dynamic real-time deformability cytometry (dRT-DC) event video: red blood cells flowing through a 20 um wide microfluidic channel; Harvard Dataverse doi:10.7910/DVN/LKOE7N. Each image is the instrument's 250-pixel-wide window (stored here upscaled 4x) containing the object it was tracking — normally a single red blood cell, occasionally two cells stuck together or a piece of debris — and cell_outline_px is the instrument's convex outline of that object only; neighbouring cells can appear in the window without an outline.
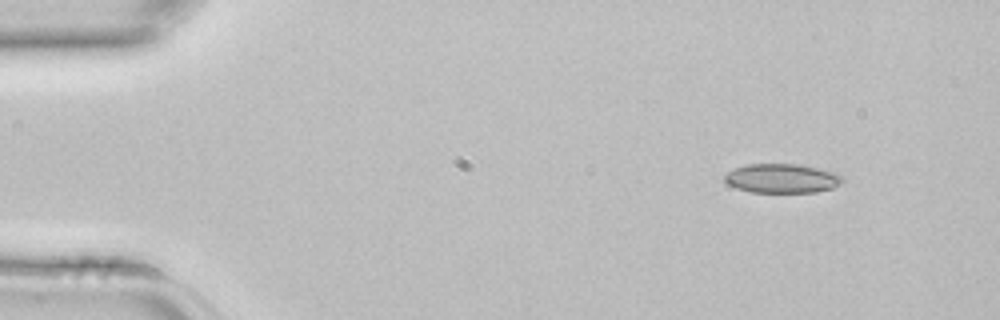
{"species": "common noctule bat (a hibernating species)", "species_latin": "Nyctalus noctula", "temperature_condition": "room temperature", "stored_images_in_passage": 3, "segment_of_instrument_passage": [1, 2], "camera_frame_rate_fps": 3000, "um_per_image_px": 0.085, "animal": {"sex": "female", "body_mass_g": 22.7, "forearm_length_mm": 54.2}, "frame": {"image": 1, "passage_image": 1, "time_ms": 0.0, "image_size_px": [1000, 320], "cell_outline_px": [[844, 180], [840, 184], [832, 188], [816, 192], [752, 192], [736, 188], [728, 184], [724, 180], [724, 176], [732, 168], [744, 164], [800, 164], [836, 172], [844, 176]], "centroid_in_image_um": [66.47, 15.15], "position_along_channel_um": 18.5, "area_um2": 20.29}}